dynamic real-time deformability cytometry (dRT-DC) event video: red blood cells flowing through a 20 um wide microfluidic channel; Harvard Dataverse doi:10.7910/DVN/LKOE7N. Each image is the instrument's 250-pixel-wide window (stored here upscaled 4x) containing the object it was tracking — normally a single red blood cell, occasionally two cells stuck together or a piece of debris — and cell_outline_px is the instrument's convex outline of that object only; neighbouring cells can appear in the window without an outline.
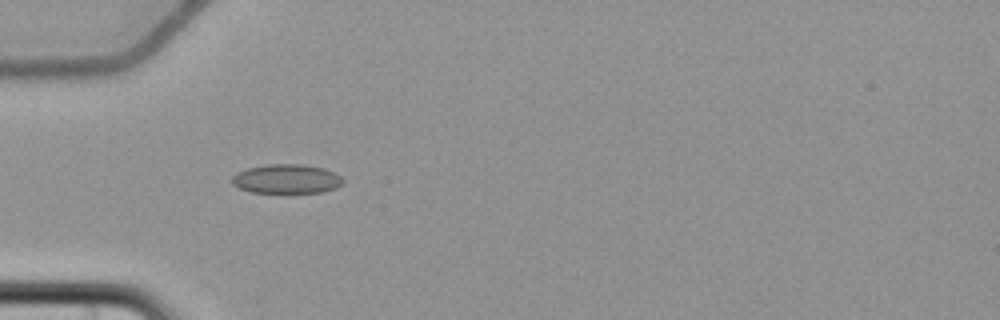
{"species": "common noctule bat (a hibernating species)", "species_latin": "Nyctalus noctula", "temperature_condition": "cold", "stored_images_in_passage": 7, "camera_frame_rate_fps": 3000, "um_per_image_px": 0.085, "animal": {"sex": "female", "body_mass_g": 22.7, "forearm_length_mm": 54.2}, "frame": {"image": 1, "passage_image": 6, "time_ms": 6.333, "image_size_px": [1000, 320], "cell_outline_px": [[344, 180], [336, 188], [320, 192], [252, 192], [240, 188], [232, 184], [232, 176], [236, 172], [248, 168], [268, 164], [304, 164], [324, 168], [340, 176]], "centroid_in_image_um": [24.34, 15.19], "position_along_channel_um": 60.7, "area_um2": 18.73}}
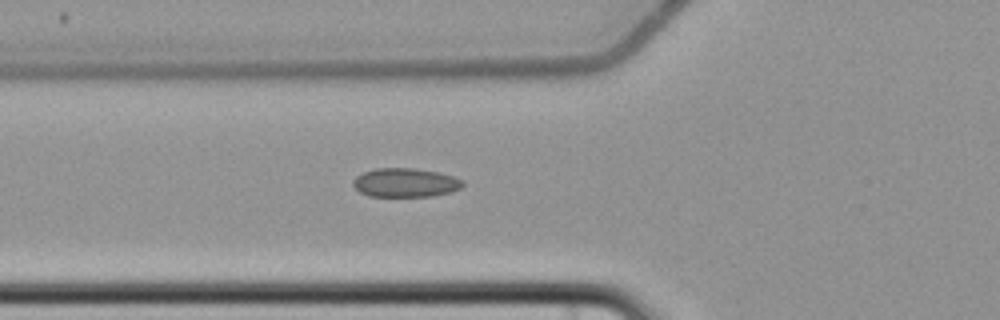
{"frame": {"image": 2, "passage_image": 7, "time_ms": 7.333, "image_size_px": [1000, 320], "cell_outline_px": [[464, 184], [460, 188], [452, 192], [432, 196], [368, 196], [360, 192], [352, 184], [352, 180], [356, 176], [364, 172], [376, 168], [416, 168], [436, 172], [452, 176], [464, 180]], "centroid_in_image_um": [34.45, 15.52], "position_along_channel_um": 91.3, "area_um2": 18.5}}